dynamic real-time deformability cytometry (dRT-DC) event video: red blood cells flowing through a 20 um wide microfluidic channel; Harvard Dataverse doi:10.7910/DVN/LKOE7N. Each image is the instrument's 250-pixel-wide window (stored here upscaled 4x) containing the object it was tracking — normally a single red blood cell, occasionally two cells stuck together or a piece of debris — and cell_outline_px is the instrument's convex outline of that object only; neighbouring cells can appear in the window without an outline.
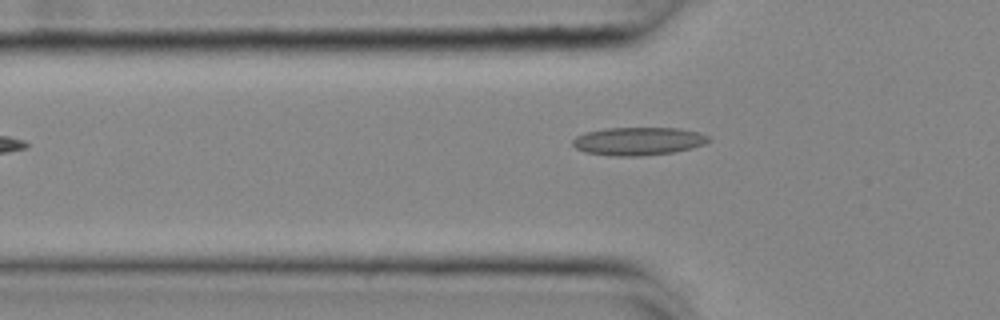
{"species": "common noctule bat (a hibernating species)", "species_latin": "Nyctalus noctula", "temperature_condition": "cold", "stored_images_in_passage": 6, "camera_frame_rate_fps": 3000, "um_per_image_px": 0.085, "animal": {"sex": "female", "body_mass_g": 25.1}, "frame": {"image": 1, "passage_image": 3, "time_ms": 0.667, "image_size_px": [1000, 320], "cell_outline_px": [[708, 140], [704, 144], [692, 148], [672, 152], [640, 156], [612, 156], [584, 152], [576, 148], [572, 144], [572, 140], [576, 136], [588, 132], [604, 128], [680, 128], [696, 132], [708, 136]], "centroid_in_image_um": [54.21, 12.0], "position_along_channel_um": 71.6, "area_um2": 22.08}}